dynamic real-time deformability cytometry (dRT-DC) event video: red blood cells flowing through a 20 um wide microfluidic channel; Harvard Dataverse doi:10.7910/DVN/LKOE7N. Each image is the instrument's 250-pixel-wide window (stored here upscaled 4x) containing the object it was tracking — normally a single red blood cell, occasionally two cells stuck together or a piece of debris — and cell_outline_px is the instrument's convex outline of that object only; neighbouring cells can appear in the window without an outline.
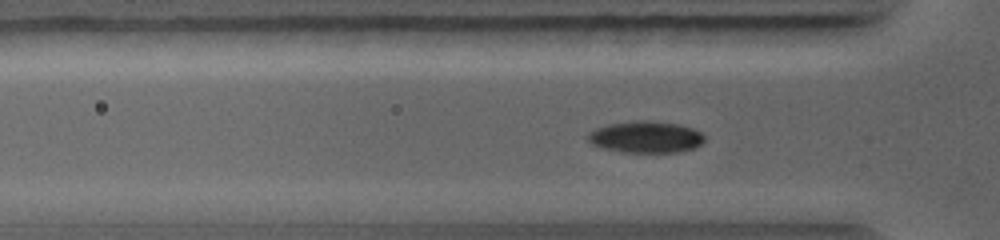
{"species": "common noctule bat (a hibernating species)", "species_latin": "Nyctalus noctula", "temperature_condition": "warm", "stored_images_in_passage": 33, "camera_frame_rate_fps": 5000, "um_per_image_px": 0.085, "animal": {"sex": "female", "body_mass_g": 19.0, "forearm_length_mm": 56.7}, "frame": {"image": 1, "passage_image": 18, "time_ms": 2.8, "image_size_px": [1000, 240], "cell_outline_px": [[704, 140], [696, 148], [680, 152], [620, 152], [600, 148], [592, 144], [588, 140], [588, 132], [596, 128], [608, 124], [632, 120], [644, 120], [676, 124], [692, 128], [700, 132], [704, 136]], "centroid_in_image_um": [54.86, 11.65], "position_along_channel_um": 70.9, "area_um2": 21.62}}
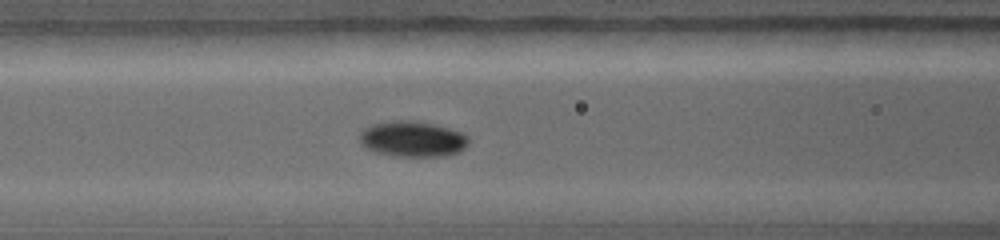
{"frame": {"image": 2, "passage_image": 26, "time_ms": 4.0, "image_size_px": [1000, 240], "cell_outline_px": [[468, 144], [460, 152], [444, 156], [392, 156], [372, 152], [364, 148], [360, 144], [360, 132], [364, 128], [372, 124], [392, 120], [412, 120], [432, 124], [448, 128], [460, 132], [468, 136]], "centroid_in_image_um": [35.01, 11.82], "position_along_channel_um": 131.6, "area_um2": 22.89}}
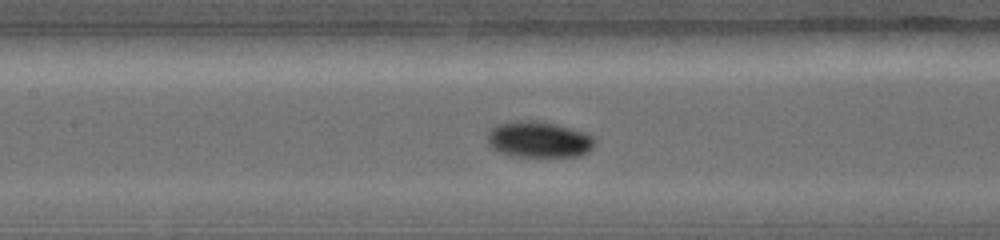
{"frame": {"image": 3, "passage_image": 30, "time_ms": 4.6, "image_size_px": [1000, 240], "cell_outline_px": [[596, 140], [592, 148], [588, 152], [580, 156], [548, 160], [544, 160], [508, 156], [496, 152], [488, 144], [488, 132], [496, 124], [512, 120], [536, 120], [556, 124], [584, 132], [592, 136]], "centroid_in_image_um": [45.78, 11.92], "position_along_channel_um": 161.6, "area_um2": 23.99}}